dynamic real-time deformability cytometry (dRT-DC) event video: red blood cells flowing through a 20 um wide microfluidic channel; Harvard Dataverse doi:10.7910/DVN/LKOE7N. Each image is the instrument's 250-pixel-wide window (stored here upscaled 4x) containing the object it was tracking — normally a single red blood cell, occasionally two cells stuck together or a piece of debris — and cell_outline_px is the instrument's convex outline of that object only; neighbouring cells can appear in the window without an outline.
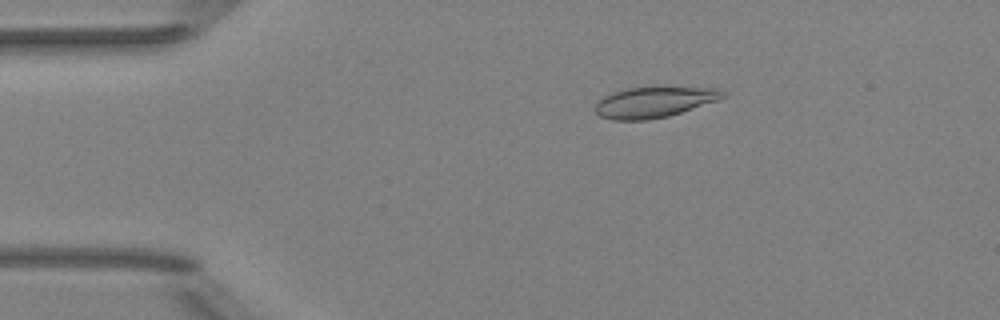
{"species": "Egyptian fruit bat (a non-hibernating species)", "species_latin": "Rousettus aegyptiacus", "temperature_condition": "room temperature", "stored_images_in_passage": 45, "camera_frame_rate_fps": 3000, "um_per_image_px": 0.085, "animal": {"sex": "female"}, "frame": {"image": 1, "passage_image": 3, "time_ms": 0.667, "image_size_px": [1000, 320], "cell_outline_px": [[728, 96], [720, 100], [668, 116], [648, 120], [612, 120], [600, 116], [596, 112], [596, 104], [604, 96], [612, 92], [628, 88], [656, 84], [660, 84], [720, 88], [728, 92]], "centroid_in_image_um": [55.73, 8.61], "position_along_channel_um": 29.3, "area_um2": 24.1}}
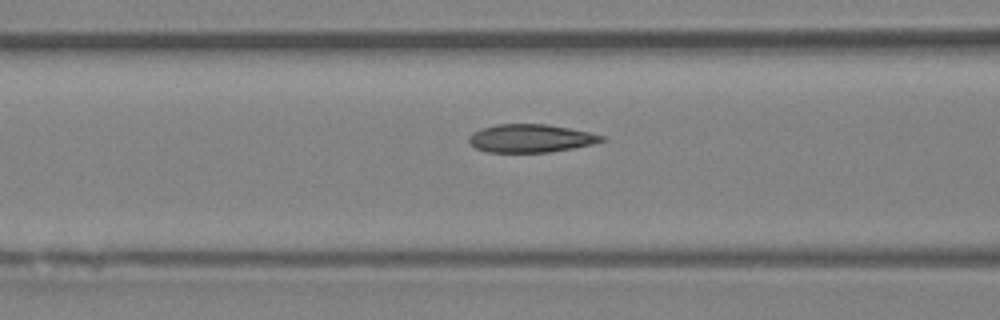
{"frame": {"image": 2, "passage_image": 14, "time_ms": 4.333, "image_size_px": [1000, 320], "cell_outline_px": [[608, 140], [592, 144], [572, 148], [548, 152], [488, 152], [476, 148], [468, 140], [468, 136], [472, 132], [480, 128], [496, 124], [548, 124], [588, 132], [604, 136]], "centroid_in_image_um": [45.09, 11.75], "position_along_channel_um": 121.5, "area_um2": 21.73}}
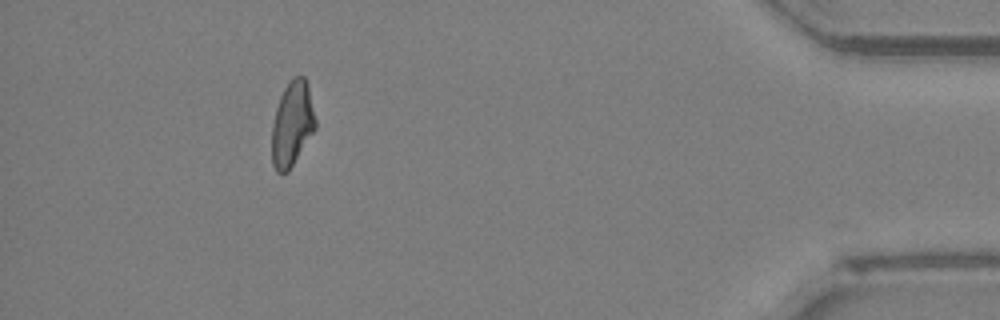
{"frame": {"image": 3, "passage_image": 40, "time_ms": 13.0, "image_size_px": [1000, 320], "cell_outline_px": [[316, 128], [288, 172], [276, 172], [272, 164], [272, 124], [276, 108], [280, 96], [288, 80], [292, 76], [304, 76], [308, 84], [316, 120]], "centroid_in_image_um": [24.83, 10.5], "position_along_channel_um": 410.4, "area_um2": 21.68}, "authors_computed_cell_mechanics": {"area_um2": 21.8484, "velocity_mm_per_s": 4.0253, "shape_relaxation_time_tau1_ms": 9.704, "shape_relaxation_time_tau2_ms": 2.1016, "deformation_change_tau1": 0.2204, "deformation_change_tau2": 0.0754}}